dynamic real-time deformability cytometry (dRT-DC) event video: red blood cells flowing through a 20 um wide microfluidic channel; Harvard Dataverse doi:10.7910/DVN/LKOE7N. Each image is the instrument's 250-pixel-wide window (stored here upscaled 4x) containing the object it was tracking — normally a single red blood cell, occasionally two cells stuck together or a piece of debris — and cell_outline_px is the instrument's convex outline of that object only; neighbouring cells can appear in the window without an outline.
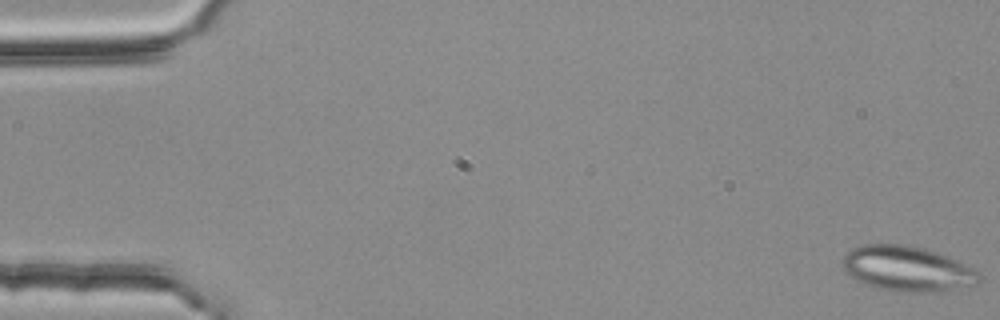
{"species": "common noctule bat (a hibernating species)", "species_latin": "Nyctalus noctula", "temperature_condition": "room temperature", "stored_images_in_passage": 53, "segment_of_instrument_passage": [1, 2], "camera_frame_rate_fps": 3000, "um_per_image_px": 0.085, "animal": {"sex": "female", "body_mass_g": 25.1}, "frame": {"image": 1, "passage_image": 1, "time_ms": 0.0, "image_size_px": [1000, 320], "cell_outline_px": [[980, 280], [976, 284], [940, 292], [900, 292], [880, 288], [864, 284], [844, 272], [840, 264], [840, 260], [852, 248], [864, 244], [908, 244], [924, 248], [948, 256], [968, 264], [980, 272]], "centroid_in_image_um": [77.12, 22.83], "position_along_channel_um": 7.9, "area_um2": 36.47}}